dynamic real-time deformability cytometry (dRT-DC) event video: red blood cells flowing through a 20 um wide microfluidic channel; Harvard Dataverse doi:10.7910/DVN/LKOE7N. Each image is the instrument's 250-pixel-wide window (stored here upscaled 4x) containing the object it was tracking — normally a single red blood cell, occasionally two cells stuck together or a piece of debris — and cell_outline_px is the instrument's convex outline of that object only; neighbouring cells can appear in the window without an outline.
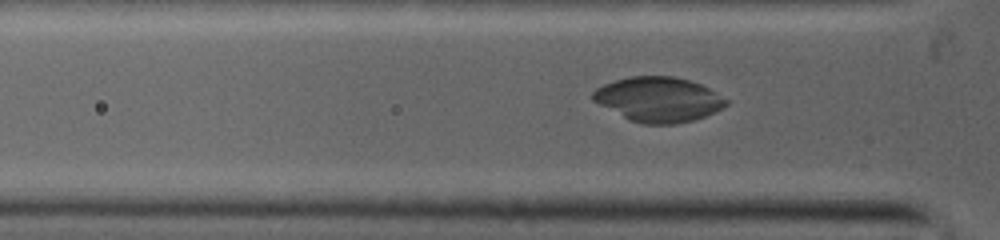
{"species": "common noctule bat (a hibernating species)", "species_latin": "Nyctalus noctula", "temperature_condition": "warm", "stored_images_in_passage": 7, "camera_frame_rate_fps": 5000, "um_per_image_px": 0.085, "animal": {"sex": "female", "body_mass_g": 19.0, "forearm_length_mm": 53.3}, "frame": {"image": 1, "passage_image": 5, "time_ms": 1.2, "image_size_px": [1000, 240], "cell_outline_px": [[728, 104], [704, 116], [692, 120], [676, 124], [640, 124], [628, 120], [600, 104], [592, 96], [592, 92], [596, 88], [604, 84], [616, 80], [632, 76], [672, 76], [688, 80], [700, 84], [716, 92], [728, 100]], "centroid_in_image_um": [55.96, 8.45], "position_along_channel_um": 69.8, "area_um2": 34.39}}